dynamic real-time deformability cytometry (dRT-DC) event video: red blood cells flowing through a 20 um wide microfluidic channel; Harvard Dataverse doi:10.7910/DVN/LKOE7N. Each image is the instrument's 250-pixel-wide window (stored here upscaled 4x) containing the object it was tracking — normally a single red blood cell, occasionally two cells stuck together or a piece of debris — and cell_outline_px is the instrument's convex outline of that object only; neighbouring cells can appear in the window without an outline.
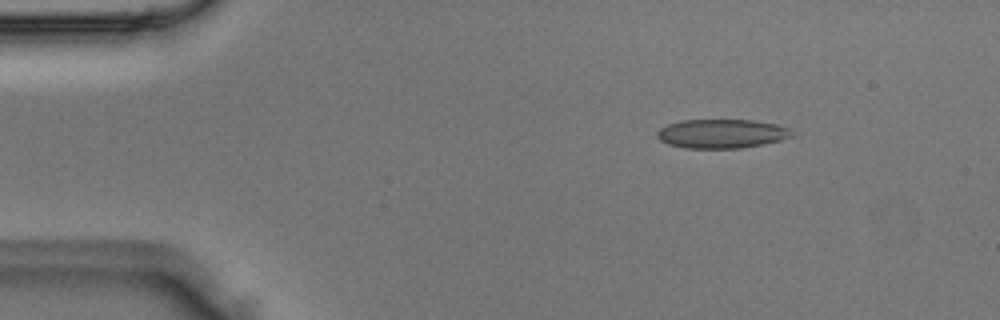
{"species": "Egyptian fruit bat (a non-hibernating species)", "species_latin": "Rousettus aegyptiacus", "temperature_condition": "room temperature", "stored_images_in_passage": 5, "camera_frame_rate_fps": 3000, "um_per_image_px": 0.085, "animal": {"sex": "male"}, "frame": {"image": 1, "passage_image": 2, "time_ms": 0.333, "image_size_px": [1000, 320], "cell_outline_px": [[796, 136], [764, 144], [740, 148], [684, 148], [668, 144], [660, 140], [656, 136], [656, 132], [660, 128], [668, 124], [680, 120], [752, 120], [776, 124], [792, 128]], "centroid_in_image_um": [61.38, 11.36], "position_along_channel_um": 23.6, "area_um2": 23.06}}